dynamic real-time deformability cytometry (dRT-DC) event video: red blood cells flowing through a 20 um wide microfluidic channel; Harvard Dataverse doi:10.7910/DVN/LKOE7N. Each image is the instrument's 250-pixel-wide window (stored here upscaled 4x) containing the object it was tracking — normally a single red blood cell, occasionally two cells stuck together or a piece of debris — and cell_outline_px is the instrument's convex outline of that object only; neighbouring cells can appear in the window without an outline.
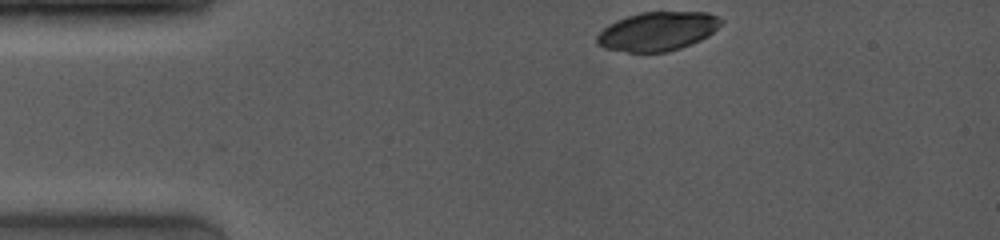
{"species": "common noctule bat (a hibernating species)", "species_latin": "Nyctalus noctula", "temperature_condition": "room temperature", "stored_images_in_passage": 6, "camera_frame_rate_fps": 4000, "um_per_image_px": 0.085, "animal": {"sex": "female", "body_mass_g": 19.0, "forearm_length_mm": 53.3}, "frame": {"image": 1, "passage_image": 1, "time_ms": 0.0, "image_size_px": [1000, 240], "cell_outline_px": [[724, 20], [708, 36], [700, 40], [680, 48], [668, 52], [628, 52], [604, 48], [596, 44], [596, 36], [608, 24], [616, 20], [640, 12], [708, 12], [720, 16]], "centroid_in_image_um": [55.88, 2.65], "position_along_channel_um": 29.1, "area_um2": 28.21}}